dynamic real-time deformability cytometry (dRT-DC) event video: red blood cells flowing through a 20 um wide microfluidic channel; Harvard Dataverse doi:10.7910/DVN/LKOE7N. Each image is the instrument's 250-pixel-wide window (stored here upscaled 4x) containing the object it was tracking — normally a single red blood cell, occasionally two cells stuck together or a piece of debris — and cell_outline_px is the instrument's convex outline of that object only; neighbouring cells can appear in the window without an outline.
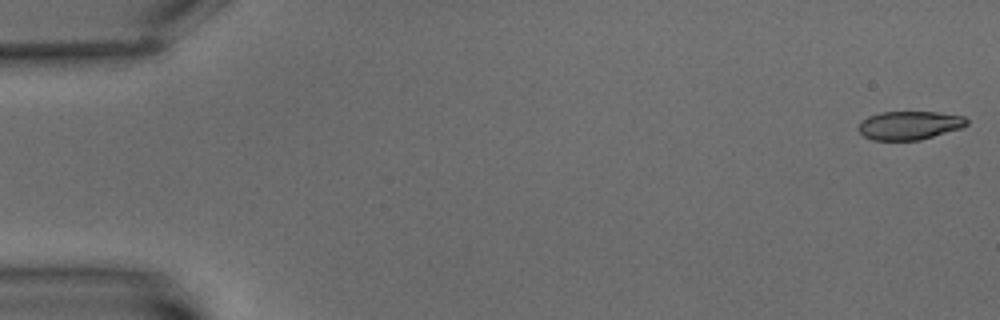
{"species": "common noctule bat (a hibernating species)", "species_latin": "Nyctalus noctula", "temperature_condition": "warm", "stored_images_in_passage": 6, "camera_frame_rate_fps": 3000, "um_per_image_px": 0.085, "animal": {"sex": "male", "body_mass_g": 15.6}, "frame": {"image": 1, "passage_image": 1, "time_ms": 0.0, "image_size_px": [1000, 320], "cell_outline_px": [[968, 124], [964, 128], [920, 140], [872, 140], [864, 136], [860, 132], [860, 120], [868, 116], [880, 112], [940, 112], [964, 116], [968, 120]], "centroid_in_image_um": [77.35, 10.65], "position_along_channel_um": 7.6, "area_um2": 18.21}}
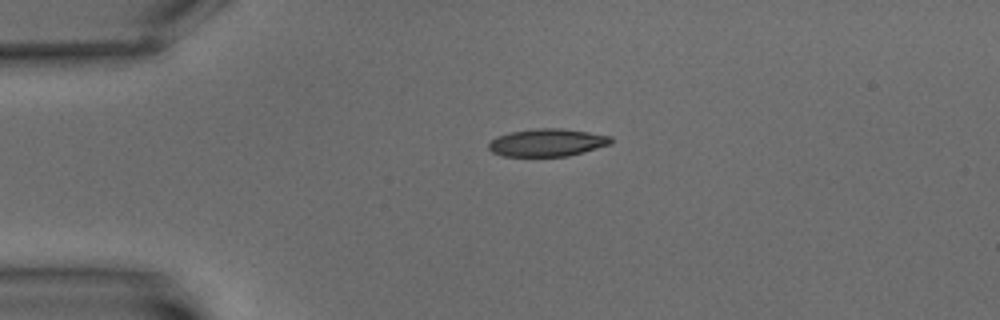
{"frame": {"image": 2, "passage_image": 5, "time_ms": 4.667, "image_size_px": [1000, 320], "cell_outline_px": [[612, 144], [584, 152], [568, 156], [500, 156], [492, 152], [488, 148], [488, 144], [496, 136], [508, 132], [536, 128], [564, 128], [612, 136]], "centroid_in_image_um": [46.51, 12.11], "position_along_channel_um": 38.5, "area_um2": 19.94}}